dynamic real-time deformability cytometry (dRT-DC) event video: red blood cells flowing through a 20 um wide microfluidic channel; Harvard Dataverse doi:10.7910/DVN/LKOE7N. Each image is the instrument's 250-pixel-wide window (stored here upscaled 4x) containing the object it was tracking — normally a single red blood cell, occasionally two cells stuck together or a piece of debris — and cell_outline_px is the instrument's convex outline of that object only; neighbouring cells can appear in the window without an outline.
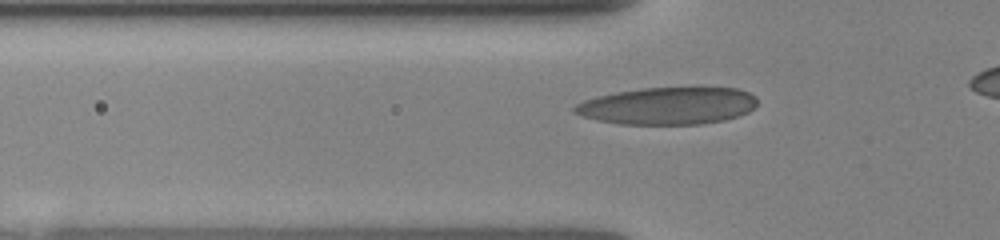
{"species": "human", "species_latin": "Homo sapiens", "temperature_condition": "room temperature", "stored_images_in_passage": 20, "segment_of_instrument_passage": [1, 2], "camera_frame_rate_fps": 3000, "um_per_image_px": 0.085, "donor": {"sex": "female"}, "frame": {"image": 1, "passage_image": 6, "time_ms": 3.0, "image_size_px": [1000, 240], "cell_outline_px": [[756, 108], [748, 112], [724, 120], [700, 124], [620, 124], [596, 120], [580, 116], [572, 112], [572, 108], [576, 104], [584, 100], [596, 96], [616, 92], [640, 88], [736, 88], [748, 92], [756, 96]], "centroid_in_image_um": [56.72, 9.0], "position_along_channel_um": 69.1, "area_um2": 39.77}}
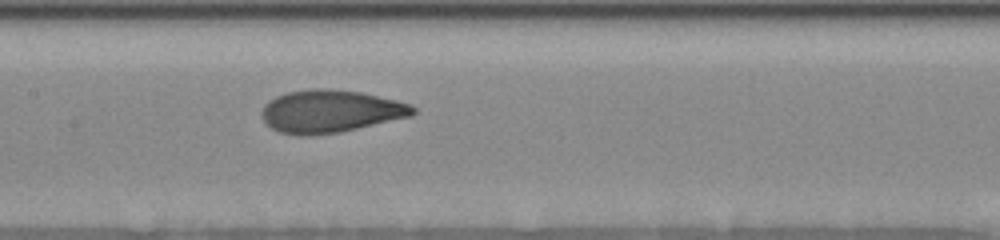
{"frame": {"image": 2, "passage_image": 15, "time_ms": 5.667, "image_size_px": [1000, 240], "cell_outline_px": [[416, 112], [412, 116], [340, 132], [312, 136], [300, 136], [280, 132], [272, 128], [264, 120], [260, 112], [264, 104], [268, 100], [276, 96], [288, 92], [312, 88], [328, 88], [360, 92], [396, 100], [412, 104], [416, 108]], "centroid_in_image_um": [28.08, 9.46], "position_along_channel_um": 179.3, "area_um2": 37.8}}
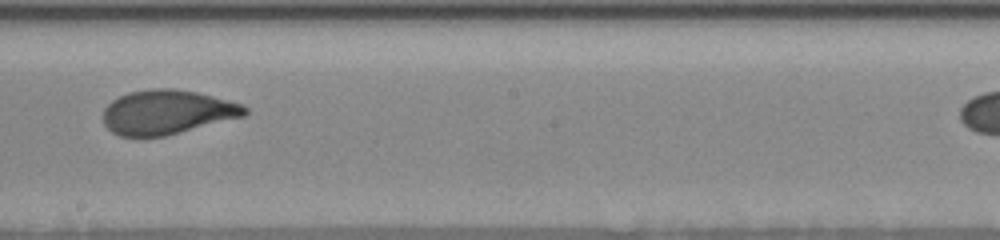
{"frame": {"image": 3, "passage_image": 18, "time_ms": 7.0, "image_size_px": [1000, 240], "cell_outline_px": [[248, 112], [244, 116], [164, 136], [120, 136], [112, 132], [104, 124], [100, 116], [104, 108], [112, 100], [128, 92], [152, 88], [176, 88], [196, 92], [244, 104], [248, 108]], "centroid_in_image_um": [14.17, 9.52], "position_along_channel_um": 234.0, "area_um2": 36.7}}